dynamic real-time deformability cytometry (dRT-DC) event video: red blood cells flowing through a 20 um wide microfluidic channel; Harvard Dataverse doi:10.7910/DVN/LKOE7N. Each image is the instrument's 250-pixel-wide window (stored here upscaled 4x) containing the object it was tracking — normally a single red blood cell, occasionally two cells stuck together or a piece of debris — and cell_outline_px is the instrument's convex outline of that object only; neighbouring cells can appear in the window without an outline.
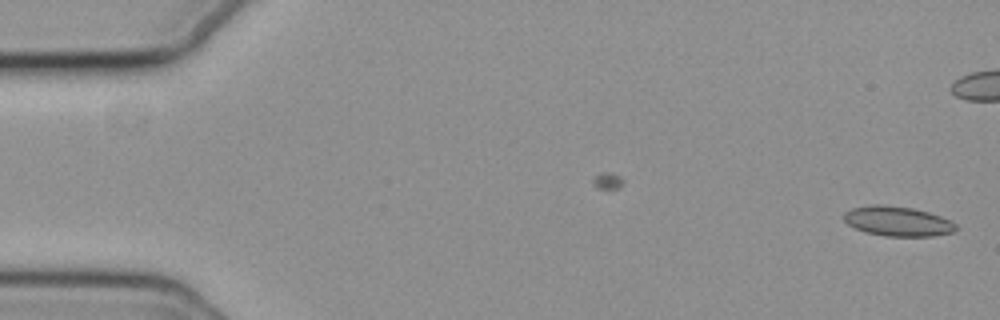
{"species": "common noctule bat (a hibernating species)", "species_latin": "Nyctalus noctula", "temperature_condition": "cold", "stored_images_in_passage": 47, "camera_frame_rate_fps": 3000, "um_per_image_px": 0.085, "animal": {"sex": "female", "body_mass_g": 19.3, "forearm_length_mm": 54.1}, "frame": {"image": 1, "passage_image": 1, "time_ms": 0.0, "image_size_px": [1000, 320], "cell_outline_px": [[956, 228], [952, 232], [932, 236], [884, 236], [864, 232], [848, 224], [844, 220], [844, 212], [852, 208], [872, 204], [880, 204], [912, 208], [928, 212], [940, 216], [956, 224]], "centroid_in_image_um": [76.26, 18.8], "position_along_channel_um": 8.7, "area_um2": 19.31}}
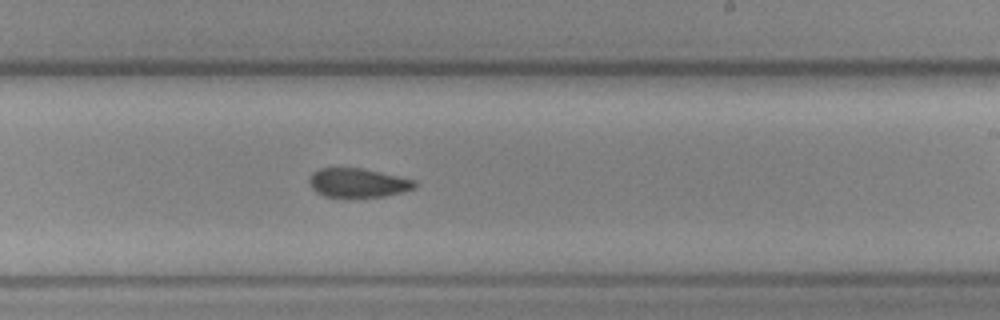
{"frame": {"image": 2, "passage_image": 33, "time_ms": 10.667, "image_size_px": [1000, 320], "cell_outline_px": [[416, 188], [384, 196], [324, 196], [316, 192], [312, 188], [308, 180], [312, 172], [320, 168], [360, 168], [416, 180]], "centroid_in_image_um": [30.4, 15.53], "position_along_channel_um": 258.6, "area_um2": 17.51}}
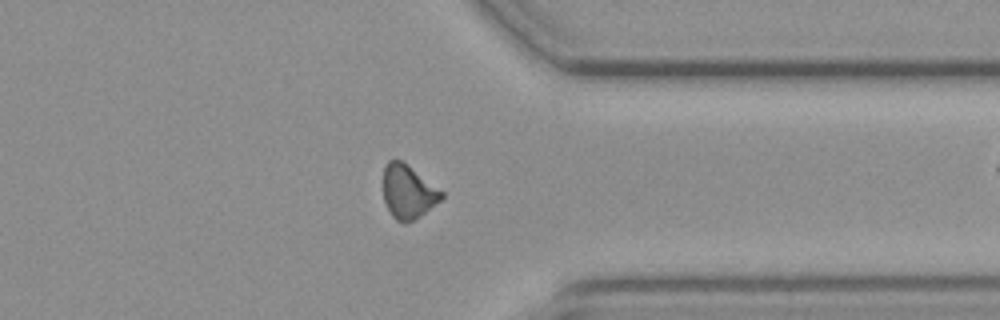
{"frame": {"image": 3, "passage_image": 43, "time_ms": 14.0, "image_size_px": [1000, 320], "cell_outline_px": [[444, 196], [440, 200], [420, 216], [404, 224], [396, 220], [392, 216], [384, 200], [384, 168], [388, 160], [400, 160], [408, 164], [444, 192]], "centroid_in_image_um": [34.69, 16.29], "position_along_channel_um": 376.7, "area_um2": 18.09}, "authors_computed_cell_mechanics": {"area_um2": 18.8428, "velocity_mm_per_s": 3.7139, "shape_relaxation_time_tau1_ms": null, "shape_relaxation_time_tau2_ms": 6.0867, "deformation_change_tau1": null, "deformation_change_tau2": 0.103}}